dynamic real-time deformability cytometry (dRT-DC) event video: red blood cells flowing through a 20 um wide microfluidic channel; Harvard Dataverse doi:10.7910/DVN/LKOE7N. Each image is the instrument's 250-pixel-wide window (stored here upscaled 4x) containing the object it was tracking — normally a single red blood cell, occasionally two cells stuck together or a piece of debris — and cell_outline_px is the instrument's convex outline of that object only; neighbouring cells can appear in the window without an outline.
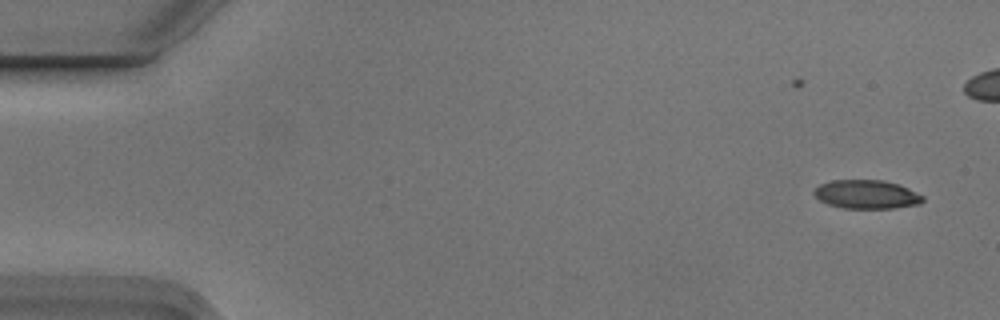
{"species": "Egyptian fruit bat (a non-hibernating species)", "species_latin": "Rousettus aegyptiacus", "temperature_condition": "cold", "stored_images_in_passage": 5, "camera_frame_rate_fps": 3000, "um_per_image_px": 0.085, "animal": {"sex": "male"}, "frame": {"image": 1, "passage_image": 1, "time_ms": 0.0, "image_size_px": [1000, 320], "cell_outline_px": [[924, 200], [920, 204], [892, 208], [844, 208], [828, 204], [820, 200], [812, 192], [820, 184], [832, 180], [884, 180], [908, 188], [924, 196]], "centroid_in_image_um": [73.66, 16.52], "position_along_channel_um": 11.3, "area_um2": 18.09}}